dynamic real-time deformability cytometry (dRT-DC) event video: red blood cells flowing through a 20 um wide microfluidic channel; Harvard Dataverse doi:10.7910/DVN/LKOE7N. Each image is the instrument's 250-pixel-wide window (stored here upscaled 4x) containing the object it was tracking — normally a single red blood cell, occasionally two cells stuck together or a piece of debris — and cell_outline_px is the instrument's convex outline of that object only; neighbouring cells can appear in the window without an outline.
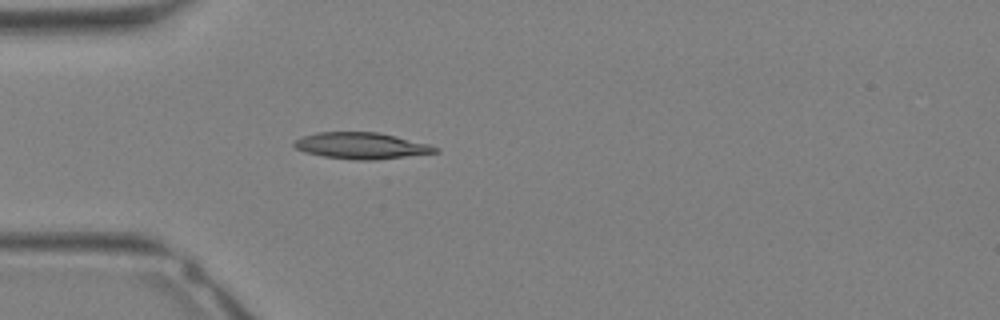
{"species": "Egyptian fruit bat (a non-hibernating species)", "species_latin": "Rousettus aegyptiacus", "temperature_condition": "warm", "stored_images_in_passage": 32, "camera_frame_rate_fps": 3000, "um_per_image_px": 0.085, "animal": {"sex": "female"}, "frame": {"image": 1, "passage_image": 9, "time_ms": 2.667, "image_size_px": [1000, 320], "cell_outline_px": [[440, 152], [376, 160], [356, 160], [324, 156], [304, 152], [296, 148], [292, 144], [300, 136], [316, 132], [380, 132], [428, 144], [440, 148]], "centroid_in_image_um": [30.71, 12.38], "position_along_channel_um": 54.3, "area_um2": 21.79}}
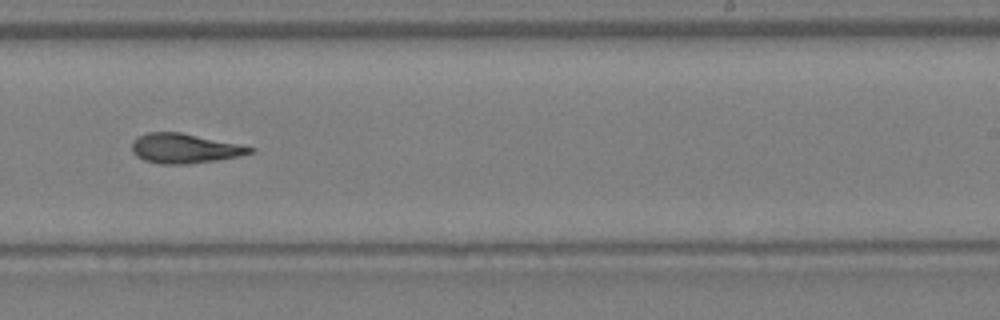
{"frame": {"image": 2, "passage_image": 20, "time_ms": 6.333, "image_size_px": [1000, 320], "cell_outline_px": [[256, 152], [240, 156], [216, 160], [188, 164], [160, 164], [144, 160], [136, 156], [132, 152], [132, 140], [136, 136], [148, 132], [180, 132], [240, 144], [256, 148]], "centroid_in_image_um": [15.69, 12.61], "position_along_channel_um": 273.3, "area_um2": 20.63}}
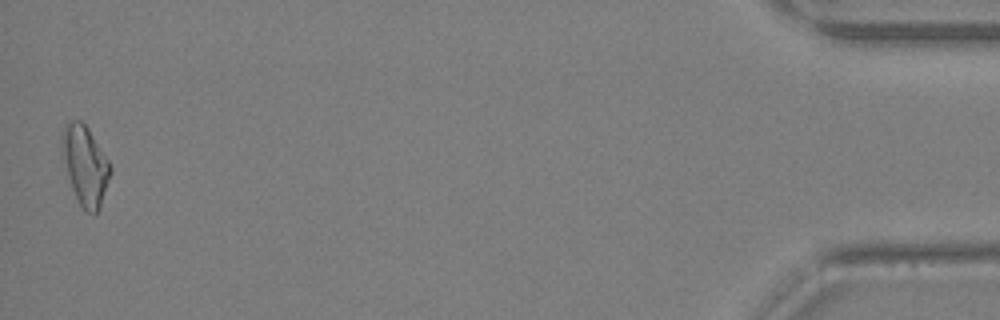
{"frame": {"image": 3, "passage_image": 32, "time_ms": 10.333, "image_size_px": [1000, 320], "cell_outline_px": [[112, 172], [100, 208], [96, 212], [88, 212], [80, 204], [72, 188], [60, 152], [60, 136], [64, 124], [68, 120], [80, 120], [88, 128], [108, 160], [112, 168]], "centroid_in_image_um": [7.21, 14.0], "position_along_channel_um": 428.0, "area_um2": 22.48}}